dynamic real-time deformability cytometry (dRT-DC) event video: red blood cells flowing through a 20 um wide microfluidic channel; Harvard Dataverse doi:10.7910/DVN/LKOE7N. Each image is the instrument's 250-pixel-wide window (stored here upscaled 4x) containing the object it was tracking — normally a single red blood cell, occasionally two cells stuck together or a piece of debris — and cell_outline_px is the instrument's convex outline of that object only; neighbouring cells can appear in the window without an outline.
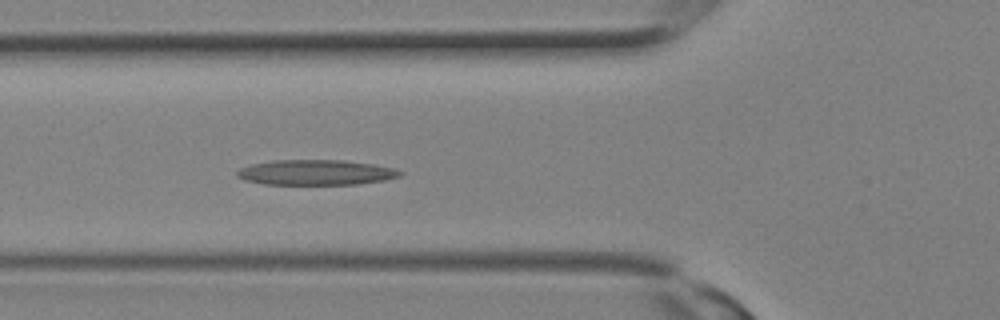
{"species": "Egyptian fruit bat (a non-hibernating species)", "species_latin": "Rousettus aegyptiacus", "temperature_condition": "room temperature", "stored_images_in_passage": 11, "camera_frame_rate_fps": 3000, "um_per_image_px": 0.085, "animal": {"sex": "female"}, "frame": {"image": 1, "passage_image": 11, "time_ms": 3.333, "image_size_px": [1000, 320], "cell_outline_px": [[404, 172], [400, 176], [384, 180], [356, 184], [264, 184], [244, 180], [236, 176], [236, 172], [240, 168], [252, 164], [272, 160], [344, 160], [372, 164], [392, 168]], "centroid_in_image_um": [26.81, 14.65], "position_along_channel_um": 99.0, "area_um2": 23.87}}